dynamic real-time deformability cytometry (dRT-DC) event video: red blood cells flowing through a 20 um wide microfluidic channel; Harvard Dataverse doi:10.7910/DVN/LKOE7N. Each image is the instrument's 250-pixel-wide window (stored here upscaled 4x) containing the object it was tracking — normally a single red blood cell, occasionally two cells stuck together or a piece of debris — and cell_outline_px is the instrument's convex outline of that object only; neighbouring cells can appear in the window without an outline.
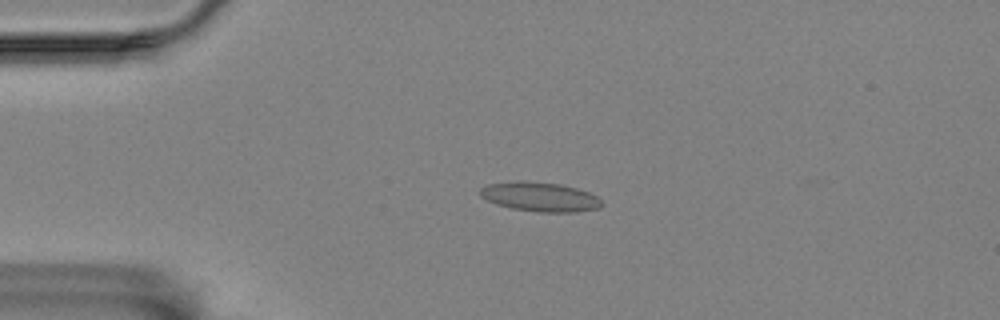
{"species": "Egyptian fruit bat (a non-hibernating species)", "species_latin": "Rousettus aegyptiacus", "temperature_condition": "room temperature", "stored_images_in_passage": 49, "camera_frame_rate_fps": 3000, "um_per_image_px": 0.085, "animal": {"sex": "female"}, "frame": {"image": 1, "passage_image": 5, "time_ms": 1.333, "image_size_px": [1000, 320], "cell_outline_px": [[604, 204], [600, 208], [576, 212], [536, 212], [512, 208], [496, 204], [480, 196], [480, 188], [488, 184], [520, 180], [524, 180], [560, 184], [576, 188], [588, 192], [596, 196]], "centroid_in_image_um": [45.9, 16.73], "position_along_channel_um": 39.1, "area_um2": 20.87}}
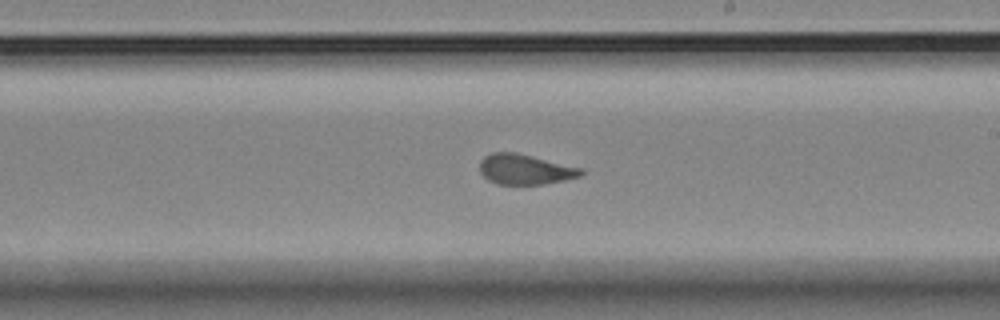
{"frame": {"image": 2, "passage_image": 25, "time_ms": 8.0, "image_size_px": [1000, 320], "cell_outline_px": [[584, 172], [580, 176], [564, 180], [544, 184], [496, 184], [488, 180], [480, 172], [480, 160], [484, 156], [492, 152], [516, 152], [584, 168]], "centroid_in_image_um": [44.63, 14.39], "position_along_channel_um": 244.4, "area_um2": 17.98}}
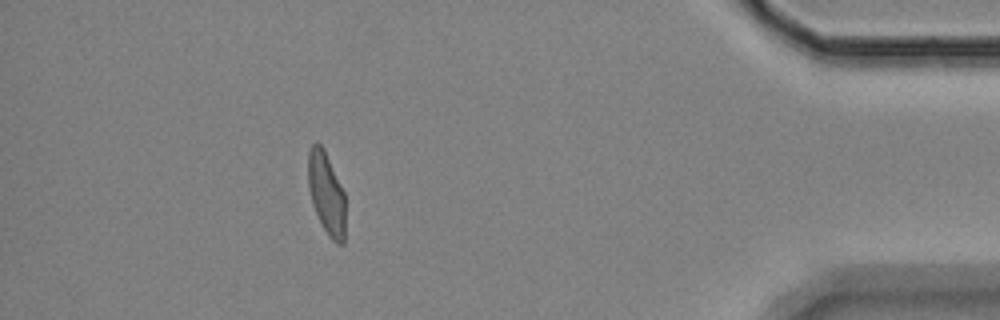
{"frame": {"image": 3, "passage_image": 43, "time_ms": 14.0, "image_size_px": [1000, 320], "cell_outline_px": [[344, 244], [336, 244], [328, 236], [312, 204], [308, 188], [308, 152], [312, 144], [316, 140], [324, 148], [344, 192]], "centroid_in_image_um": [27.73, 16.41], "position_along_channel_um": 407.5, "area_um2": 17.8}, "authors_computed_cell_mechanics": {"area_um2": 18.6694, "velocity_mm_per_s": 3.5152, "shape_relaxation_time_tau1_ms": null, "shape_relaxation_time_tau2_ms": 1.2025, "deformation_change_tau1": null, "deformation_change_tau2": 0.0636}}